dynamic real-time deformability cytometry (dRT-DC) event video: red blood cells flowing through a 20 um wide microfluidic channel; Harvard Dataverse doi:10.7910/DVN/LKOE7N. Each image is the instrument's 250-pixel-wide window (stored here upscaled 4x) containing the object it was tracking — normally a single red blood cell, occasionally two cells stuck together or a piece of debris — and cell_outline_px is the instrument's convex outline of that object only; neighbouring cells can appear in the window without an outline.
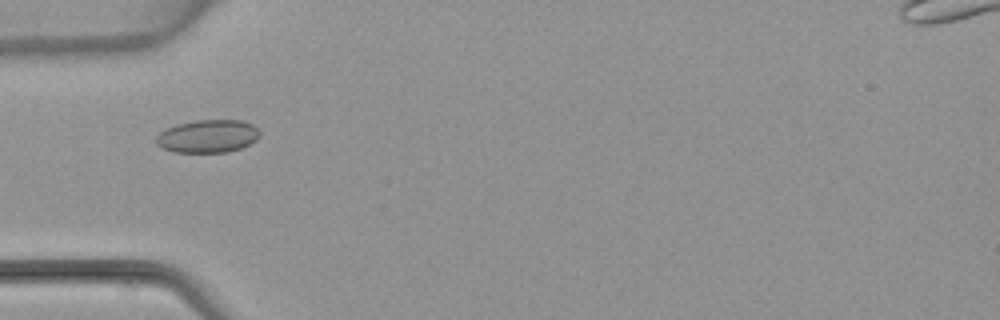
{"species": "common noctule bat (a hibernating species)", "species_latin": "Nyctalus noctula", "temperature_condition": "warm", "stored_images_in_passage": 4, "camera_frame_rate_fps": 3000, "um_per_image_px": 0.085, "animal": {"sex": "female", "body_mass_g": 22.7, "forearm_length_mm": 54.2}, "frame": {"image": 1, "passage_image": 4, "time_ms": 4.0, "image_size_px": [1000, 320], "cell_outline_px": [[260, 136], [256, 140], [240, 148], [228, 152], [172, 152], [156, 144], [156, 136], [160, 132], [176, 124], [196, 120], [244, 120], [252, 124], [260, 132]], "centroid_in_image_um": [17.67, 11.57], "position_along_channel_um": 67.3, "area_um2": 19.88}}